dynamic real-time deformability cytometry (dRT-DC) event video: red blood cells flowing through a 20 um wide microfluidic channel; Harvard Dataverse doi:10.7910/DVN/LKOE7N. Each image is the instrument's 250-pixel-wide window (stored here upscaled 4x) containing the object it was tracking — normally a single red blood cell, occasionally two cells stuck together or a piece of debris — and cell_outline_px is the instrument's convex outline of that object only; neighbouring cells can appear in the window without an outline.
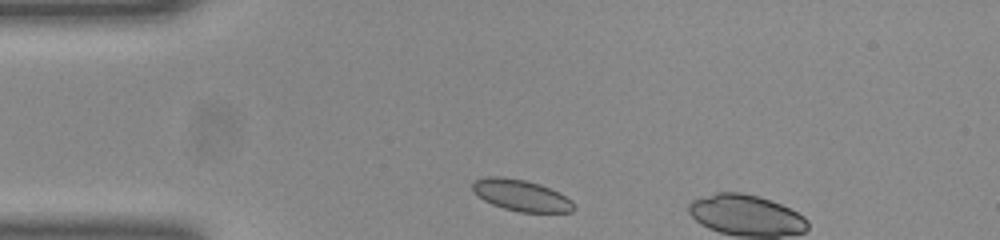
{"species": "common noctule bat (a hibernating species)", "species_latin": "Nyctalus noctula", "temperature_condition": "room temperature", "stored_images_in_passage": 3, "camera_frame_rate_fps": 3000, "um_per_image_px": 0.085, "animal": {"sex": "female", "body_mass_g": 23.0, "forearm_length_mm": 53.4}, "frame": {"image": 1, "passage_image": 1, "time_ms": 0.0, "image_size_px": [1000, 240], "cell_outline_px": [[576, 208], [572, 212], [520, 212], [504, 208], [492, 204], [484, 200], [472, 188], [472, 184], [476, 180], [488, 176], [500, 176], [524, 180], [540, 184], [572, 200]], "centroid_in_image_um": [44.32, 16.61], "position_along_channel_um": 40.7, "area_um2": 18.21}}